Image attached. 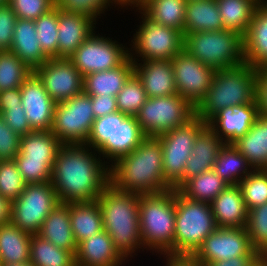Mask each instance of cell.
Returning a JSON list of instances; mask_svg holds the SVG:
<instances>
[{
  "label": "cell",
  "instance_id": "836d02e7",
  "mask_svg": "<svg viewBox=\"0 0 267 266\" xmlns=\"http://www.w3.org/2000/svg\"><path fill=\"white\" fill-rule=\"evenodd\" d=\"M223 21V30L245 36L257 5L251 0H216Z\"/></svg>",
  "mask_w": 267,
  "mask_h": 266
},
{
  "label": "cell",
  "instance_id": "8fae6325",
  "mask_svg": "<svg viewBox=\"0 0 267 266\" xmlns=\"http://www.w3.org/2000/svg\"><path fill=\"white\" fill-rule=\"evenodd\" d=\"M95 120L91 96L84 92L56 103L51 132L63 144H85Z\"/></svg>",
  "mask_w": 267,
  "mask_h": 266
},
{
  "label": "cell",
  "instance_id": "60d3db41",
  "mask_svg": "<svg viewBox=\"0 0 267 266\" xmlns=\"http://www.w3.org/2000/svg\"><path fill=\"white\" fill-rule=\"evenodd\" d=\"M247 210L267 202V169H254L238 184Z\"/></svg>",
  "mask_w": 267,
  "mask_h": 266
},
{
  "label": "cell",
  "instance_id": "681fc988",
  "mask_svg": "<svg viewBox=\"0 0 267 266\" xmlns=\"http://www.w3.org/2000/svg\"><path fill=\"white\" fill-rule=\"evenodd\" d=\"M17 15L9 2L0 4V51L10 50Z\"/></svg>",
  "mask_w": 267,
  "mask_h": 266
},
{
  "label": "cell",
  "instance_id": "4316f807",
  "mask_svg": "<svg viewBox=\"0 0 267 266\" xmlns=\"http://www.w3.org/2000/svg\"><path fill=\"white\" fill-rule=\"evenodd\" d=\"M245 62L254 68L267 65V3L257 6L243 37Z\"/></svg>",
  "mask_w": 267,
  "mask_h": 266
},
{
  "label": "cell",
  "instance_id": "4fadbf2b",
  "mask_svg": "<svg viewBox=\"0 0 267 266\" xmlns=\"http://www.w3.org/2000/svg\"><path fill=\"white\" fill-rule=\"evenodd\" d=\"M238 256H260L252 247L246 228L217 227L202 243L192 258L206 266L208 263Z\"/></svg>",
  "mask_w": 267,
  "mask_h": 266
},
{
  "label": "cell",
  "instance_id": "11a10c76",
  "mask_svg": "<svg viewBox=\"0 0 267 266\" xmlns=\"http://www.w3.org/2000/svg\"><path fill=\"white\" fill-rule=\"evenodd\" d=\"M22 106L20 87L0 91V108H14Z\"/></svg>",
  "mask_w": 267,
  "mask_h": 266
},
{
  "label": "cell",
  "instance_id": "9f6ffc18",
  "mask_svg": "<svg viewBox=\"0 0 267 266\" xmlns=\"http://www.w3.org/2000/svg\"><path fill=\"white\" fill-rule=\"evenodd\" d=\"M168 256L167 266H202L196 262L192 257L186 256Z\"/></svg>",
  "mask_w": 267,
  "mask_h": 266
},
{
  "label": "cell",
  "instance_id": "f546056e",
  "mask_svg": "<svg viewBox=\"0 0 267 266\" xmlns=\"http://www.w3.org/2000/svg\"><path fill=\"white\" fill-rule=\"evenodd\" d=\"M32 234L27 233L11 221L0 225V263H30V241Z\"/></svg>",
  "mask_w": 267,
  "mask_h": 266
},
{
  "label": "cell",
  "instance_id": "bcb514c9",
  "mask_svg": "<svg viewBox=\"0 0 267 266\" xmlns=\"http://www.w3.org/2000/svg\"><path fill=\"white\" fill-rule=\"evenodd\" d=\"M111 0H55V6L64 12L87 16L95 20ZM116 2V0H112Z\"/></svg>",
  "mask_w": 267,
  "mask_h": 266
},
{
  "label": "cell",
  "instance_id": "5b68a950",
  "mask_svg": "<svg viewBox=\"0 0 267 266\" xmlns=\"http://www.w3.org/2000/svg\"><path fill=\"white\" fill-rule=\"evenodd\" d=\"M175 190L140 195L139 223L142 244L174 256ZM153 247V248H152Z\"/></svg>",
  "mask_w": 267,
  "mask_h": 266
},
{
  "label": "cell",
  "instance_id": "603a6c76",
  "mask_svg": "<svg viewBox=\"0 0 267 266\" xmlns=\"http://www.w3.org/2000/svg\"><path fill=\"white\" fill-rule=\"evenodd\" d=\"M217 227L244 228L248 210L239 185H228L210 203Z\"/></svg>",
  "mask_w": 267,
  "mask_h": 266
},
{
  "label": "cell",
  "instance_id": "484cf974",
  "mask_svg": "<svg viewBox=\"0 0 267 266\" xmlns=\"http://www.w3.org/2000/svg\"><path fill=\"white\" fill-rule=\"evenodd\" d=\"M133 73V56L129 54V58L122 65L114 69L93 72L84 76L83 92L89 96L116 97Z\"/></svg>",
  "mask_w": 267,
  "mask_h": 266
},
{
  "label": "cell",
  "instance_id": "f35d334b",
  "mask_svg": "<svg viewBox=\"0 0 267 266\" xmlns=\"http://www.w3.org/2000/svg\"><path fill=\"white\" fill-rule=\"evenodd\" d=\"M32 72L11 50L0 51V91L20 87Z\"/></svg>",
  "mask_w": 267,
  "mask_h": 266
},
{
  "label": "cell",
  "instance_id": "1f68e13d",
  "mask_svg": "<svg viewBox=\"0 0 267 266\" xmlns=\"http://www.w3.org/2000/svg\"><path fill=\"white\" fill-rule=\"evenodd\" d=\"M70 222L77 244L104 230L103 219L96 201L70 202Z\"/></svg>",
  "mask_w": 267,
  "mask_h": 266
},
{
  "label": "cell",
  "instance_id": "6f0895ef",
  "mask_svg": "<svg viewBox=\"0 0 267 266\" xmlns=\"http://www.w3.org/2000/svg\"><path fill=\"white\" fill-rule=\"evenodd\" d=\"M11 220V202L0 195V225Z\"/></svg>",
  "mask_w": 267,
  "mask_h": 266
},
{
  "label": "cell",
  "instance_id": "ee69618b",
  "mask_svg": "<svg viewBox=\"0 0 267 266\" xmlns=\"http://www.w3.org/2000/svg\"><path fill=\"white\" fill-rule=\"evenodd\" d=\"M26 185L14 160L0 161V195L2 197L13 202L24 191Z\"/></svg>",
  "mask_w": 267,
  "mask_h": 266
},
{
  "label": "cell",
  "instance_id": "f5cc1de1",
  "mask_svg": "<svg viewBox=\"0 0 267 266\" xmlns=\"http://www.w3.org/2000/svg\"><path fill=\"white\" fill-rule=\"evenodd\" d=\"M91 101L95 118L118 111L116 97L114 96H91Z\"/></svg>",
  "mask_w": 267,
  "mask_h": 266
},
{
  "label": "cell",
  "instance_id": "e575fe53",
  "mask_svg": "<svg viewBox=\"0 0 267 266\" xmlns=\"http://www.w3.org/2000/svg\"><path fill=\"white\" fill-rule=\"evenodd\" d=\"M62 145L51 130L32 131L21 136L19 152L27 160L55 161Z\"/></svg>",
  "mask_w": 267,
  "mask_h": 266
},
{
  "label": "cell",
  "instance_id": "6da1fadb",
  "mask_svg": "<svg viewBox=\"0 0 267 266\" xmlns=\"http://www.w3.org/2000/svg\"><path fill=\"white\" fill-rule=\"evenodd\" d=\"M85 146L62 145L58 151L50 182L59 203L96 201L110 184L108 167Z\"/></svg>",
  "mask_w": 267,
  "mask_h": 266
},
{
  "label": "cell",
  "instance_id": "52a82bcc",
  "mask_svg": "<svg viewBox=\"0 0 267 266\" xmlns=\"http://www.w3.org/2000/svg\"><path fill=\"white\" fill-rule=\"evenodd\" d=\"M174 256L192 257L217 229L209 203L193 201L175 190Z\"/></svg>",
  "mask_w": 267,
  "mask_h": 266
},
{
  "label": "cell",
  "instance_id": "91938a15",
  "mask_svg": "<svg viewBox=\"0 0 267 266\" xmlns=\"http://www.w3.org/2000/svg\"><path fill=\"white\" fill-rule=\"evenodd\" d=\"M0 266H34L32 263H24V264H2Z\"/></svg>",
  "mask_w": 267,
  "mask_h": 266
},
{
  "label": "cell",
  "instance_id": "8992f818",
  "mask_svg": "<svg viewBox=\"0 0 267 266\" xmlns=\"http://www.w3.org/2000/svg\"><path fill=\"white\" fill-rule=\"evenodd\" d=\"M146 137L135 116L116 111L95 118L85 145L116 162L130 154Z\"/></svg>",
  "mask_w": 267,
  "mask_h": 266
},
{
  "label": "cell",
  "instance_id": "c3c4849f",
  "mask_svg": "<svg viewBox=\"0 0 267 266\" xmlns=\"http://www.w3.org/2000/svg\"><path fill=\"white\" fill-rule=\"evenodd\" d=\"M21 136L13 132L0 114V161L14 160L19 153Z\"/></svg>",
  "mask_w": 267,
  "mask_h": 266
},
{
  "label": "cell",
  "instance_id": "7bdbcfd3",
  "mask_svg": "<svg viewBox=\"0 0 267 266\" xmlns=\"http://www.w3.org/2000/svg\"><path fill=\"white\" fill-rule=\"evenodd\" d=\"M245 228L252 247L262 257L267 252V202L248 210Z\"/></svg>",
  "mask_w": 267,
  "mask_h": 266
},
{
  "label": "cell",
  "instance_id": "7c38bea8",
  "mask_svg": "<svg viewBox=\"0 0 267 266\" xmlns=\"http://www.w3.org/2000/svg\"><path fill=\"white\" fill-rule=\"evenodd\" d=\"M59 204L51 182L27 184L11 202V222L21 230L38 234L43 221Z\"/></svg>",
  "mask_w": 267,
  "mask_h": 266
},
{
  "label": "cell",
  "instance_id": "83f0119b",
  "mask_svg": "<svg viewBox=\"0 0 267 266\" xmlns=\"http://www.w3.org/2000/svg\"><path fill=\"white\" fill-rule=\"evenodd\" d=\"M56 247L77 252V242L71 228L70 207L66 203H59L45 218L38 233Z\"/></svg>",
  "mask_w": 267,
  "mask_h": 266
},
{
  "label": "cell",
  "instance_id": "74e56055",
  "mask_svg": "<svg viewBox=\"0 0 267 266\" xmlns=\"http://www.w3.org/2000/svg\"><path fill=\"white\" fill-rule=\"evenodd\" d=\"M248 166L250 169L251 165L247 159L234 147L233 144H224L219 151L213 170L228 185H238L240 181L249 174V171H247ZM241 170L242 172H240Z\"/></svg>",
  "mask_w": 267,
  "mask_h": 266
},
{
  "label": "cell",
  "instance_id": "ac0fdd59",
  "mask_svg": "<svg viewBox=\"0 0 267 266\" xmlns=\"http://www.w3.org/2000/svg\"><path fill=\"white\" fill-rule=\"evenodd\" d=\"M21 102L32 131L51 130L56 102L32 72L20 86Z\"/></svg>",
  "mask_w": 267,
  "mask_h": 266
},
{
  "label": "cell",
  "instance_id": "4dcf8cb0",
  "mask_svg": "<svg viewBox=\"0 0 267 266\" xmlns=\"http://www.w3.org/2000/svg\"><path fill=\"white\" fill-rule=\"evenodd\" d=\"M219 30H223V21L216 0H187L184 35Z\"/></svg>",
  "mask_w": 267,
  "mask_h": 266
},
{
  "label": "cell",
  "instance_id": "680465c9",
  "mask_svg": "<svg viewBox=\"0 0 267 266\" xmlns=\"http://www.w3.org/2000/svg\"><path fill=\"white\" fill-rule=\"evenodd\" d=\"M144 0H116V2H117V4L119 3L120 5H127V4H129L130 5V3L131 4H136L137 6H135V7H139V5L143 2Z\"/></svg>",
  "mask_w": 267,
  "mask_h": 266
},
{
  "label": "cell",
  "instance_id": "f907efd6",
  "mask_svg": "<svg viewBox=\"0 0 267 266\" xmlns=\"http://www.w3.org/2000/svg\"><path fill=\"white\" fill-rule=\"evenodd\" d=\"M0 114L12 131L18 135L24 136L32 132L23 106L0 108Z\"/></svg>",
  "mask_w": 267,
  "mask_h": 266
},
{
  "label": "cell",
  "instance_id": "d6986e66",
  "mask_svg": "<svg viewBox=\"0 0 267 266\" xmlns=\"http://www.w3.org/2000/svg\"><path fill=\"white\" fill-rule=\"evenodd\" d=\"M258 115L256 101L238 107H227L216 113L207 122V126L224 141L223 134L226 137L225 144H233L251 128Z\"/></svg>",
  "mask_w": 267,
  "mask_h": 266
},
{
  "label": "cell",
  "instance_id": "e7e4bbea",
  "mask_svg": "<svg viewBox=\"0 0 267 266\" xmlns=\"http://www.w3.org/2000/svg\"><path fill=\"white\" fill-rule=\"evenodd\" d=\"M4 2H8V0H0V4H2Z\"/></svg>",
  "mask_w": 267,
  "mask_h": 266
},
{
  "label": "cell",
  "instance_id": "2e32d148",
  "mask_svg": "<svg viewBox=\"0 0 267 266\" xmlns=\"http://www.w3.org/2000/svg\"><path fill=\"white\" fill-rule=\"evenodd\" d=\"M177 94L195 108L205 98L216 72L184 49L171 59Z\"/></svg>",
  "mask_w": 267,
  "mask_h": 266
},
{
  "label": "cell",
  "instance_id": "5bb4252c",
  "mask_svg": "<svg viewBox=\"0 0 267 266\" xmlns=\"http://www.w3.org/2000/svg\"><path fill=\"white\" fill-rule=\"evenodd\" d=\"M145 16L134 37L136 53L145 60H171L184 49V35L177 29L157 24ZM138 51V52H137Z\"/></svg>",
  "mask_w": 267,
  "mask_h": 266
},
{
  "label": "cell",
  "instance_id": "7402d4cb",
  "mask_svg": "<svg viewBox=\"0 0 267 266\" xmlns=\"http://www.w3.org/2000/svg\"><path fill=\"white\" fill-rule=\"evenodd\" d=\"M225 142L208 126L197 136L188 158L184 178L173 188L178 190L188 179L213 169L220 149Z\"/></svg>",
  "mask_w": 267,
  "mask_h": 266
},
{
  "label": "cell",
  "instance_id": "30bf717a",
  "mask_svg": "<svg viewBox=\"0 0 267 266\" xmlns=\"http://www.w3.org/2000/svg\"><path fill=\"white\" fill-rule=\"evenodd\" d=\"M206 127L207 123L195 116L185 125L157 137L162 144L164 179L172 189L184 178L195 140Z\"/></svg>",
  "mask_w": 267,
  "mask_h": 266
},
{
  "label": "cell",
  "instance_id": "94428289",
  "mask_svg": "<svg viewBox=\"0 0 267 266\" xmlns=\"http://www.w3.org/2000/svg\"><path fill=\"white\" fill-rule=\"evenodd\" d=\"M251 1H253L257 6H259V5H261V4H265V3H267V1H261V0H251Z\"/></svg>",
  "mask_w": 267,
  "mask_h": 266
},
{
  "label": "cell",
  "instance_id": "cb8c5ba5",
  "mask_svg": "<svg viewBox=\"0 0 267 266\" xmlns=\"http://www.w3.org/2000/svg\"><path fill=\"white\" fill-rule=\"evenodd\" d=\"M123 259L105 230L81 241L75 254L76 266H119Z\"/></svg>",
  "mask_w": 267,
  "mask_h": 266
},
{
  "label": "cell",
  "instance_id": "d6a6232c",
  "mask_svg": "<svg viewBox=\"0 0 267 266\" xmlns=\"http://www.w3.org/2000/svg\"><path fill=\"white\" fill-rule=\"evenodd\" d=\"M187 0H144L139 10L157 24L171 27L184 35Z\"/></svg>",
  "mask_w": 267,
  "mask_h": 266
},
{
  "label": "cell",
  "instance_id": "be15d7a7",
  "mask_svg": "<svg viewBox=\"0 0 267 266\" xmlns=\"http://www.w3.org/2000/svg\"><path fill=\"white\" fill-rule=\"evenodd\" d=\"M262 259L267 263V252L262 256Z\"/></svg>",
  "mask_w": 267,
  "mask_h": 266
},
{
  "label": "cell",
  "instance_id": "f6af8a7d",
  "mask_svg": "<svg viewBox=\"0 0 267 266\" xmlns=\"http://www.w3.org/2000/svg\"><path fill=\"white\" fill-rule=\"evenodd\" d=\"M14 161L27 184L50 182L55 161L27 160L20 152Z\"/></svg>",
  "mask_w": 267,
  "mask_h": 266
},
{
  "label": "cell",
  "instance_id": "f1b7e54d",
  "mask_svg": "<svg viewBox=\"0 0 267 266\" xmlns=\"http://www.w3.org/2000/svg\"><path fill=\"white\" fill-rule=\"evenodd\" d=\"M233 145L251 168L267 169V117L259 114L251 128Z\"/></svg>",
  "mask_w": 267,
  "mask_h": 266
},
{
  "label": "cell",
  "instance_id": "ab89813d",
  "mask_svg": "<svg viewBox=\"0 0 267 266\" xmlns=\"http://www.w3.org/2000/svg\"><path fill=\"white\" fill-rule=\"evenodd\" d=\"M34 22L43 52L49 58H58V8L54 6Z\"/></svg>",
  "mask_w": 267,
  "mask_h": 266
},
{
  "label": "cell",
  "instance_id": "e0dca14e",
  "mask_svg": "<svg viewBox=\"0 0 267 266\" xmlns=\"http://www.w3.org/2000/svg\"><path fill=\"white\" fill-rule=\"evenodd\" d=\"M33 72L56 103L83 93L84 77L69 58H49Z\"/></svg>",
  "mask_w": 267,
  "mask_h": 266
},
{
  "label": "cell",
  "instance_id": "8d00e7d4",
  "mask_svg": "<svg viewBox=\"0 0 267 266\" xmlns=\"http://www.w3.org/2000/svg\"><path fill=\"white\" fill-rule=\"evenodd\" d=\"M30 263L34 266H76L71 251L56 247L38 234L31 236Z\"/></svg>",
  "mask_w": 267,
  "mask_h": 266
},
{
  "label": "cell",
  "instance_id": "3957f363",
  "mask_svg": "<svg viewBox=\"0 0 267 266\" xmlns=\"http://www.w3.org/2000/svg\"><path fill=\"white\" fill-rule=\"evenodd\" d=\"M140 194L120 191L109 184L96 202L99 205L103 228L123 258L142 244L139 223Z\"/></svg>",
  "mask_w": 267,
  "mask_h": 266
},
{
  "label": "cell",
  "instance_id": "db71d44e",
  "mask_svg": "<svg viewBox=\"0 0 267 266\" xmlns=\"http://www.w3.org/2000/svg\"><path fill=\"white\" fill-rule=\"evenodd\" d=\"M261 256H238L228 260L208 263L206 266H255Z\"/></svg>",
  "mask_w": 267,
  "mask_h": 266
},
{
  "label": "cell",
  "instance_id": "6125c7cd",
  "mask_svg": "<svg viewBox=\"0 0 267 266\" xmlns=\"http://www.w3.org/2000/svg\"><path fill=\"white\" fill-rule=\"evenodd\" d=\"M255 266H267V263L261 259Z\"/></svg>",
  "mask_w": 267,
  "mask_h": 266
},
{
  "label": "cell",
  "instance_id": "816d5d0a",
  "mask_svg": "<svg viewBox=\"0 0 267 266\" xmlns=\"http://www.w3.org/2000/svg\"><path fill=\"white\" fill-rule=\"evenodd\" d=\"M255 101L259 114L267 117V70L264 67L256 68Z\"/></svg>",
  "mask_w": 267,
  "mask_h": 266
},
{
  "label": "cell",
  "instance_id": "9a60e30c",
  "mask_svg": "<svg viewBox=\"0 0 267 266\" xmlns=\"http://www.w3.org/2000/svg\"><path fill=\"white\" fill-rule=\"evenodd\" d=\"M93 34L69 58L83 77L93 72L114 69L122 65L130 54L111 39Z\"/></svg>",
  "mask_w": 267,
  "mask_h": 266
},
{
  "label": "cell",
  "instance_id": "277c9868",
  "mask_svg": "<svg viewBox=\"0 0 267 266\" xmlns=\"http://www.w3.org/2000/svg\"><path fill=\"white\" fill-rule=\"evenodd\" d=\"M256 68L243 63L216 70L205 98L196 107V116L206 123L227 107L255 102Z\"/></svg>",
  "mask_w": 267,
  "mask_h": 266
},
{
  "label": "cell",
  "instance_id": "d4e9b609",
  "mask_svg": "<svg viewBox=\"0 0 267 266\" xmlns=\"http://www.w3.org/2000/svg\"><path fill=\"white\" fill-rule=\"evenodd\" d=\"M10 50L32 71L49 59L41 48L34 20L17 18Z\"/></svg>",
  "mask_w": 267,
  "mask_h": 266
},
{
  "label": "cell",
  "instance_id": "ba28073f",
  "mask_svg": "<svg viewBox=\"0 0 267 266\" xmlns=\"http://www.w3.org/2000/svg\"><path fill=\"white\" fill-rule=\"evenodd\" d=\"M184 50L215 70L245 63L243 36L225 29L186 33Z\"/></svg>",
  "mask_w": 267,
  "mask_h": 266
},
{
  "label": "cell",
  "instance_id": "b9f144b4",
  "mask_svg": "<svg viewBox=\"0 0 267 266\" xmlns=\"http://www.w3.org/2000/svg\"><path fill=\"white\" fill-rule=\"evenodd\" d=\"M147 99L142 82L133 73L125 82L123 88L116 95L119 112L135 116Z\"/></svg>",
  "mask_w": 267,
  "mask_h": 266
},
{
  "label": "cell",
  "instance_id": "7dc6e473",
  "mask_svg": "<svg viewBox=\"0 0 267 266\" xmlns=\"http://www.w3.org/2000/svg\"><path fill=\"white\" fill-rule=\"evenodd\" d=\"M17 18L36 20L55 6V0H8Z\"/></svg>",
  "mask_w": 267,
  "mask_h": 266
},
{
  "label": "cell",
  "instance_id": "ffe728a7",
  "mask_svg": "<svg viewBox=\"0 0 267 266\" xmlns=\"http://www.w3.org/2000/svg\"><path fill=\"white\" fill-rule=\"evenodd\" d=\"M133 62L134 73L142 82L147 98L177 94L171 60H145L141 66Z\"/></svg>",
  "mask_w": 267,
  "mask_h": 266
},
{
  "label": "cell",
  "instance_id": "d590c367",
  "mask_svg": "<svg viewBox=\"0 0 267 266\" xmlns=\"http://www.w3.org/2000/svg\"><path fill=\"white\" fill-rule=\"evenodd\" d=\"M228 184L213 169L188 179L178 191L186 198L211 203Z\"/></svg>",
  "mask_w": 267,
  "mask_h": 266
},
{
  "label": "cell",
  "instance_id": "7a4b0ae2",
  "mask_svg": "<svg viewBox=\"0 0 267 266\" xmlns=\"http://www.w3.org/2000/svg\"><path fill=\"white\" fill-rule=\"evenodd\" d=\"M111 167L110 184L117 190L147 195L172 189L164 179L162 144L157 137L147 136Z\"/></svg>",
  "mask_w": 267,
  "mask_h": 266
},
{
  "label": "cell",
  "instance_id": "9c48e42d",
  "mask_svg": "<svg viewBox=\"0 0 267 266\" xmlns=\"http://www.w3.org/2000/svg\"><path fill=\"white\" fill-rule=\"evenodd\" d=\"M196 108L178 94L147 98L135 115L146 136L158 137L188 123Z\"/></svg>",
  "mask_w": 267,
  "mask_h": 266
},
{
  "label": "cell",
  "instance_id": "44dd1931",
  "mask_svg": "<svg viewBox=\"0 0 267 266\" xmlns=\"http://www.w3.org/2000/svg\"><path fill=\"white\" fill-rule=\"evenodd\" d=\"M94 20L58 9V58H70L94 32Z\"/></svg>",
  "mask_w": 267,
  "mask_h": 266
}]
</instances>
